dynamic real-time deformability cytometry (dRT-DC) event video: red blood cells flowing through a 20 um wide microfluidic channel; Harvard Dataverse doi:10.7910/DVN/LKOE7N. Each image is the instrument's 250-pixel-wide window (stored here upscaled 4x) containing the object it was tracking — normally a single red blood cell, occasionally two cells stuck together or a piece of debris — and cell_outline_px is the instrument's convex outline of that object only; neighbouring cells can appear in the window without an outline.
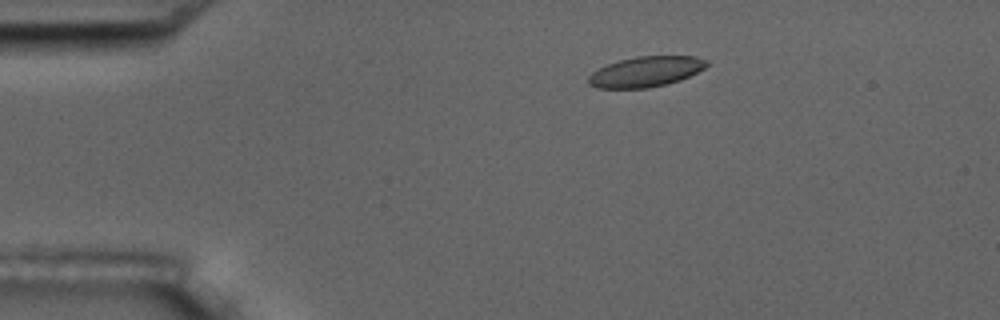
{"species": "common noctule bat (a hibernating species)", "species_latin": "Nyctalus noctula", "temperature_condition": "room temperature", "stored_images_in_passage": 5, "camera_frame_rate_fps": 3000, "um_per_image_px": 0.085, "animal": {"sex": "male", "body_mass_g": 17.5, "forearm_length_mm": 52.3}, "frame": {"image": 1, "passage_image": 2, "time_ms": 1.333, "image_size_px": [1000, 320], "cell_outline_px": [[708, 64], [704, 68], [680, 80], [668, 84], [648, 88], [596, 88], [588, 84], [588, 76], [592, 72], [608, 64], [620, 60], [636, 56], [696, 56], [708, 60]], "centroid_in_image_um": [54.89, 6.09], "position_along_channel_um": 30.1, "area_um2": 20.92}}
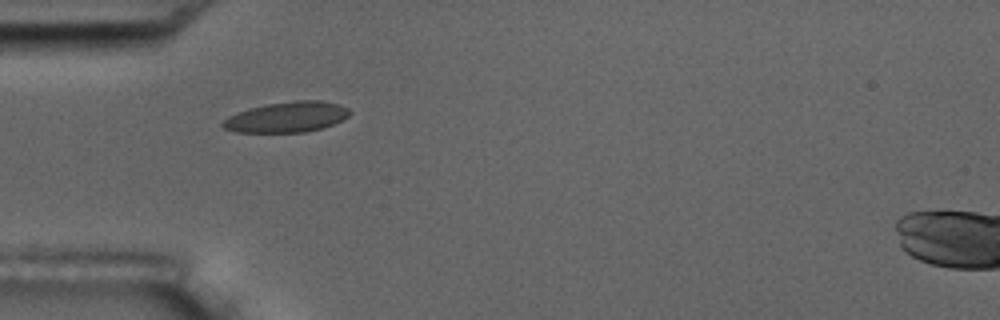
{"frame": {"image": 2, "passage_image": 4, "time_ms": 3.667, "image_size_px": [1000, 320], "cell_outline_px": [[352, 112], [348, 116], [332, 124], [320, 128], [304, 132], [236, 132], [224, 128], [220, 124], [228, 116], [248, 108], [268, 104], [296, 100], [320, 100], [340, 104], [348, 108]], "centroid_in_image_um": [24.38, 9.94], "position_along_channel_um": 60.6, "area_um2": 22.43}}